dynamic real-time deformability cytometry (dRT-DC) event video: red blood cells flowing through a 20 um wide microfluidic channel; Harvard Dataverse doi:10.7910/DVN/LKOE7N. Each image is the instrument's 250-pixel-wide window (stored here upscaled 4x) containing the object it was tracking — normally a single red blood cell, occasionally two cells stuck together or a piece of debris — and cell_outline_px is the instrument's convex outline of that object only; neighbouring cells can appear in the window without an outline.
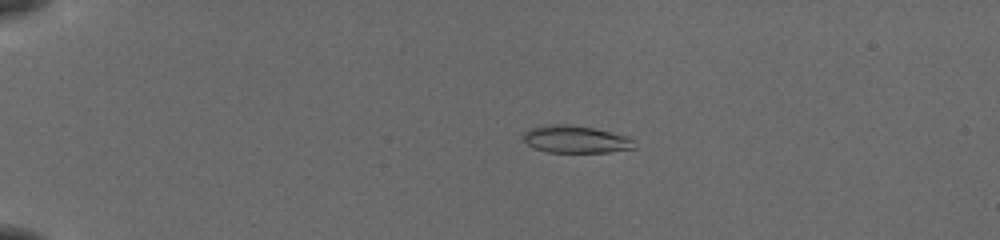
{"species": "common noctule bat (a hibernating species)", "species_latin": "Nyctalus noctula", "temperature_condition": "cold", "stored_images_in_passage": 44, "camera_frame_rate_fps": 3000, "um_per_image_px": 0.085, "animal": {"sex": "female", "body_mass_g": 19.5, "forearm_length_mm": 54.1}, "frame": {"image": 1, "passage_image": 2, "time_ms": 0.333, "image_size_px": [1000, 240], "cell_outline_px": [[636, 148], [608, 152], [548, 152], [532, 148], [524, 140], [524, 132], [528, 128], [548, 124], [568, 124], [596, 128], [628, 136], [632, 140]], "centroid_in_image_um": [48.92, 11.83], "position_along_channel_um": 36.1, "area_um2": 17.86}}
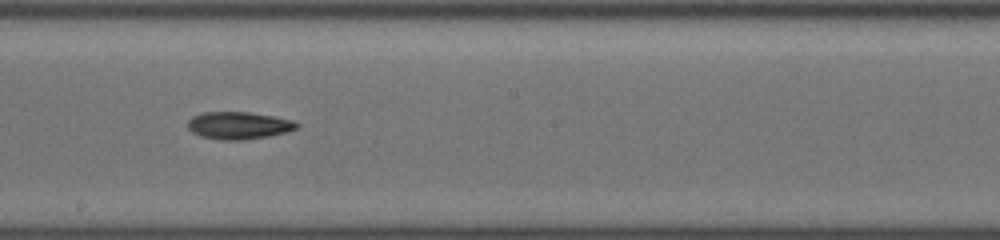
{"frame": {"image": 2, "passage_image": 22, "time_ms": 7.0, "image_size_px": [1000, 240], "cell_outline_px": [[300, 124], [296, 128], [288, 132], [268, 136], [240, 140], [220, 140], [200, 136], [192, 132], [188, 128], [188, 120], [192, 116], [200, 112], [248, 112], [276, 116], [296, 120]], "centroid_in_image_um": [20.31, 10.65], "position_along_channel_um": 227.9, "area_um2": 17.63}}
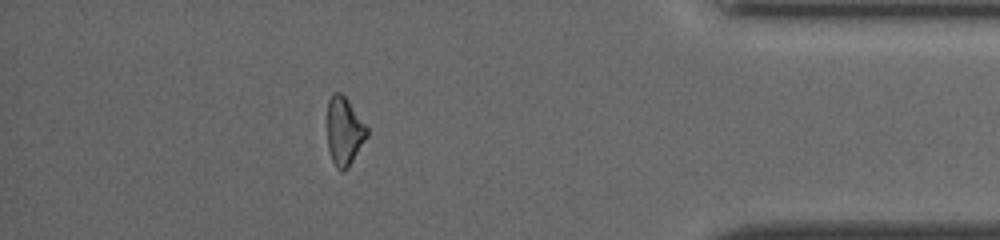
{"frame": {"image": 3, "passage_image": 38, "time_ms": 12.333, "image_size_px": [1000, 240], "cell_outline_px": [[368, 136], [348, 168], [344, 172], [340, 172], [336, 168], [332, 160], [328, 148], [328, 100], [332, 92], [340, 92], [348, 100], [368, 128]], "centroid_in_image_um": [29.26, 11.17], "position_along_channel_um": 405.9, "area_um2": 15.84}, "authors_computed_cell_mechanics": {"area_um2": 17.1088, "velocity_mm_per_s": 3.9094, "shape_relaxation_time_tau1_ms": 4.9252, "shape_relaxation_time_tau2_ms": null, "deformation_change_tau1": 0.1522, "deformation_change_tau2": null}}